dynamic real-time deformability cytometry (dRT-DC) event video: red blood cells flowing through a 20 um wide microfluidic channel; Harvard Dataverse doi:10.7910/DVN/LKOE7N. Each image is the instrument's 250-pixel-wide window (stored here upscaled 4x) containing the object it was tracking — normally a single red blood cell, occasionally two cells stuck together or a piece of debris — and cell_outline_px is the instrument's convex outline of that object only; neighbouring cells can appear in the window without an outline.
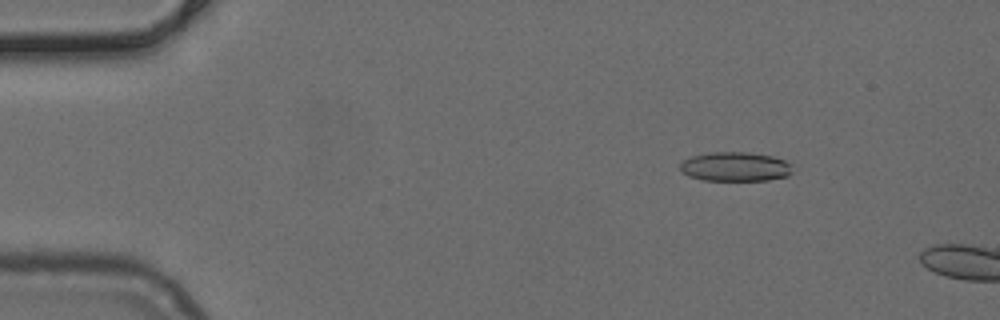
{"species": "common noctule bat (a hibernating species)", "species_latin": "Nyctalus noctula", "temperature_condition": "cold", "stored_images_in_passage": 10, "camera_frame_rate_fps": 3000, "um_per_image_px": 0.085, "animal": {"sex": "female", "body_mass_g": 24.6, "forearm_length_mm": 56.2}, "frame": {"image": 1, "passage_image": 7, "time_ms": 2.0, "image_size_px": [1000, 320], "cell_outline_px": [[792, 172], [788, 176], [768, 180], [704, 180], [688, 176], [680, 172], [680, 164], [684, 160], [692, 156], [712, 152], [748, 152], [772, 156], [784, 160], [788, 164]], "centroid_in_image_um": [62.46, 14.17], "position_along_channel_um": 22.5, "area_um2": 19.07}}